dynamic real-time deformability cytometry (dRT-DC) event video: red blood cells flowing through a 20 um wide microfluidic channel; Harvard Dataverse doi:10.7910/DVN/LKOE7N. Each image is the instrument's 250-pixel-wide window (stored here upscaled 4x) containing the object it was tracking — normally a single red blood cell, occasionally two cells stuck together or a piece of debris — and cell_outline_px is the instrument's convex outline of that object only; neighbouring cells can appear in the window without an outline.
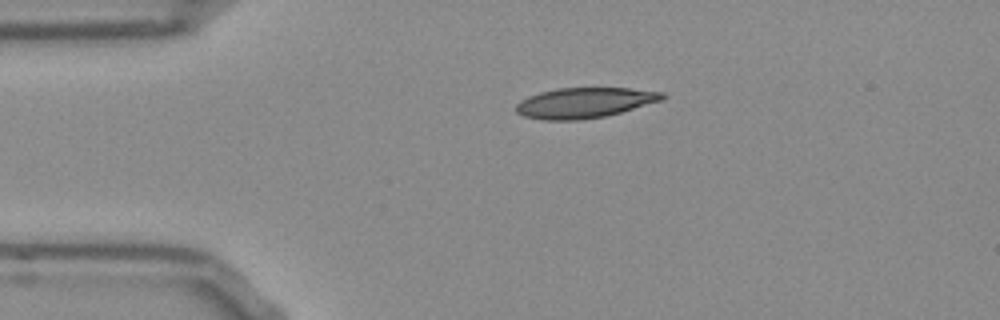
{"species": "Egyptian fruit bat (a non-hibernating species)", "species_latin": "Rousettus aegyptiacus", "temperature_condition": "room temperature", "stored_images_in_passage": 42, "camera_frame_rate_fps": 3000, "um_per_image_px": 0.085, "frame": {"image": 1, "passage_image": 1, "time_ms": 0.0, "image_size_px": [1000, 320], "cell_outline_px": [[668, 96], [664, 100], [620, 112], [604, 116], [576, 120], [544, 120], [524, 116], [516, 112], [516, 104], [520, 100], [528, 96], [540, 92], [556, 88], [628, 88], [664, 92]], "centroid_in_image_um": [49.7, 8.73], "position_along_channel_um": 35.3, "area_um2": 25.89}}
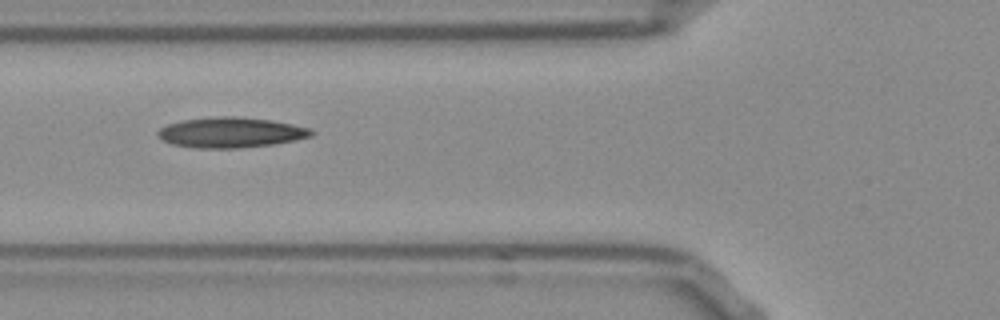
{"frame": {"image": 2, "passage_image": 9, "time_ms": 2.667, "image_size_px": [1000, 320], "cell_outline_px": [[316, 132], [312, 136], [296, 140], [272, 144], [240, 148], [196, 148], [172, 144], [156, 136], [156, 132], [160, 128], [168, 124], [184, 120], [216, 116], [240, 116], [272, 120], [312, 128]], "centroid_in_image_um": [19.65, 11.25], "position_along_channel_um": 106.2, "area_um2": 27.34}}
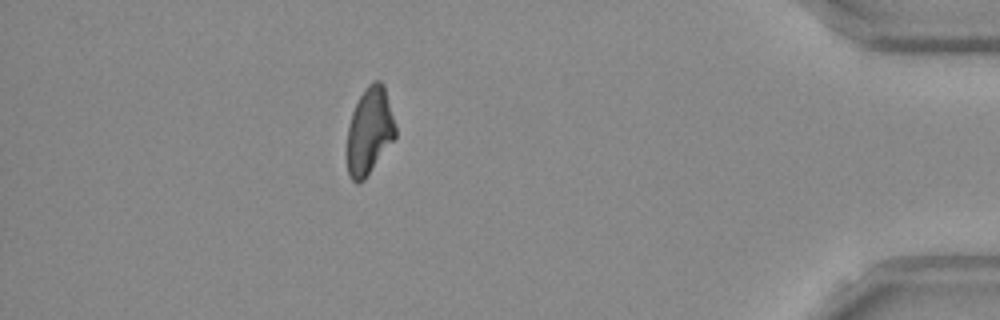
{"frame": {"image": 3, "passage_image": 36, "time_ms": 11.667, "image_size_px": [1000, 320], "cell_outline_px": [[396, 136], [364, 180], [360, 184], [356, 184], [352, 180], [348, 172], [344, 152], [348, 128], [352, 112], [364, 88], [372, 80], [380, 80], [384, 84], [396, 124]], "centroid_in_image_um": [31.37, 11.15], "position_along_channel_um": 403.8, "area_um2": 25.09}, "authors_computed_cell_mechanics": {"area_um2": 25.6343, "velocity_mm_per_s": 3.8722, "shape_relaxation_time_tau1_ms": null, "shape_relaxation_time_tau2_ms": 4.0905, "deformation_change_tau1": null, "deformation_change_tau2": 0.1154}}